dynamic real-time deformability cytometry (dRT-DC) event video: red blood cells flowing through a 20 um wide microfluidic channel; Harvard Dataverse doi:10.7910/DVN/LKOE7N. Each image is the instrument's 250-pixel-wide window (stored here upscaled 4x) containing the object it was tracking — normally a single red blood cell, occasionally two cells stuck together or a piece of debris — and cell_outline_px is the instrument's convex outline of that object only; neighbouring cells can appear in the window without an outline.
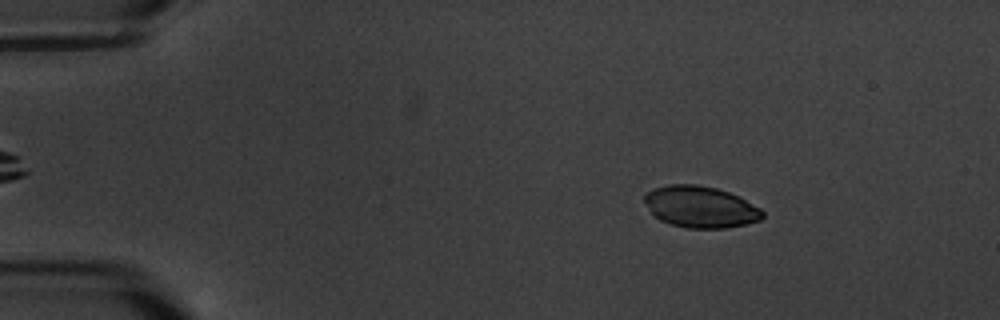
{"species": "common noctule bat (a hibernating species)", "species_latin": "Nyctalus noctula", "temperature_condition": "warm", "stored_images_in_passage": 5, "camera_frame_rate_fps": 3000, "um_per_image_px": 0.085, "animal": {"sex": "male", "body_mass_g": 20.1, "forearm_length_mm": 53.5}, "frame": {"image": 1, "passage_image": 2, "time_ms": 1.0, "image_size_px": [1000, 320], "cell_outline_px": [[764, 216], [760, 220], [728, 228], [688, 228], [672, 224], [660, 220], [652, 212], [644, 200], [644, 196], [652, 188], [668, 184], [696, 184], [716, 188], [728, 192], [760, 208], [764, 212]], "centroid_in_image_um": [59.53, 17.58], "position_along_channel_um": 25.5, "area_um2": 28.26}}
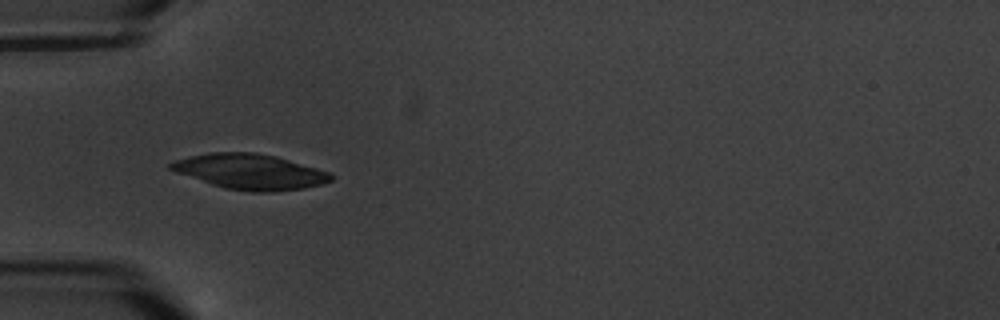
{"frame": {"image": 2, "passage_image": 4, "time_ms": 4.333, "image_size_px": [1000, 320], "cell_outline_px": [[336, 176], [332, 180], [320, 184], [304, 188], [272, 192], [252, 192], [224, 188], [176, 172], [168, 168], [168, 164], [176, 160], [208, 152], [256, 152], [276, 156], [316, 168], [328, 172]], "centroid_in_image_um": [21.27, 14.59], "position_along_channel_um": 63.7, "area_um2": 32.77}}